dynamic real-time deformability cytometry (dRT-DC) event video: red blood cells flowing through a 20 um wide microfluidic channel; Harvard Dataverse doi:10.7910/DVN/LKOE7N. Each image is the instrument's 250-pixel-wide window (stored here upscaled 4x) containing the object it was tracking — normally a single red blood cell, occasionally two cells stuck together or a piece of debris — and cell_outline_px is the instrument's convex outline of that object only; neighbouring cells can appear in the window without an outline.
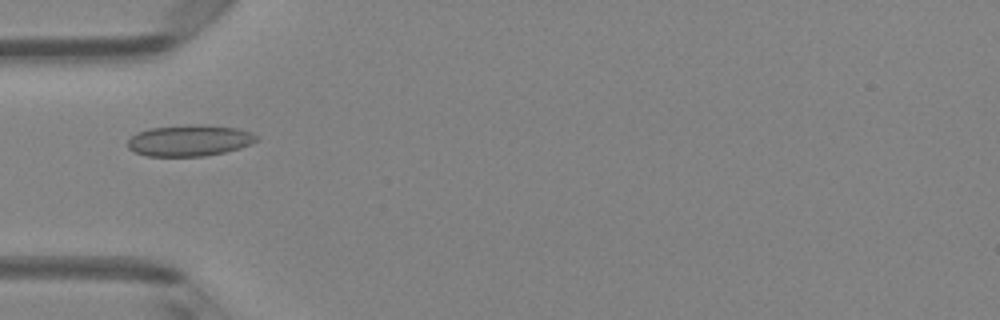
{"species": "Egyptian fruit bat (a non-hibernating species)", "species_latin": "Rousettus aegyptiacus", "temperature_condition": "room temperature", "stored_images_in_passage": 1, "camera_frame_rate_fps": 3000, "um_per_image_px": 0.085, "animal": {"sex": "female"}, "frame": {"image": 1, "passage_image": 1, "time_ms": 0.0, "image_size_px": [1000, 320], "cell_outline_px": [[260, 140], [252, 144], [240, 148], [224, 152], [204, 156], [148, 156], [136, 152], [128, 148], [128, 140], [136, 132], [148, 128], [192, 124], [204, 124], [236, 128], [252, 132], [260, 136]], "centroid_in_image_um": [16.16, 11.93], "position_along_channel_um": 68.8, "area_um2": 23.76}}